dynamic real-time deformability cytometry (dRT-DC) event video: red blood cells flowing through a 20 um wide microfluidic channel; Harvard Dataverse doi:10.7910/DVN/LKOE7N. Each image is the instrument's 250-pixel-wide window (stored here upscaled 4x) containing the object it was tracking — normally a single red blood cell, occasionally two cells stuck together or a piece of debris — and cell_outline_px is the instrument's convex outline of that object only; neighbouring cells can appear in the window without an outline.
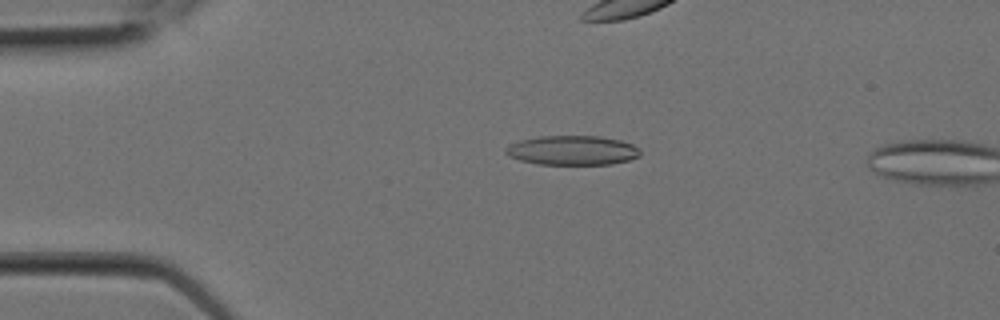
{"species": "Egyptian fruit bat (a non-hibernating species)", "species_latin": "Rousettus aegyptiacus", "temperature_condition": "room temperature", "stored_images_in_passage": 4, "camera_frame_rate_fps": 3000, "um_per_image_px": 0.085, "animal": {"sex": "female"}, "frame": {"image": 1, "passage_image": 3, "time_ms": 0.667, "image_size_px": [1000, 320], "cell_outline_px": [[640, 156], [628, 160], [612, 164], [540, 164], [520, 160], [508, 156], [504, 152], [504, 148], [508, 144], [520, 140], [540, 136], [600, 136], [620, 140], [632, 144], [640, 148]], "centroid_in_image_um": [48.63, 12.77], "position_along_channel_um": 36.4, "area_um2": 23.18}}